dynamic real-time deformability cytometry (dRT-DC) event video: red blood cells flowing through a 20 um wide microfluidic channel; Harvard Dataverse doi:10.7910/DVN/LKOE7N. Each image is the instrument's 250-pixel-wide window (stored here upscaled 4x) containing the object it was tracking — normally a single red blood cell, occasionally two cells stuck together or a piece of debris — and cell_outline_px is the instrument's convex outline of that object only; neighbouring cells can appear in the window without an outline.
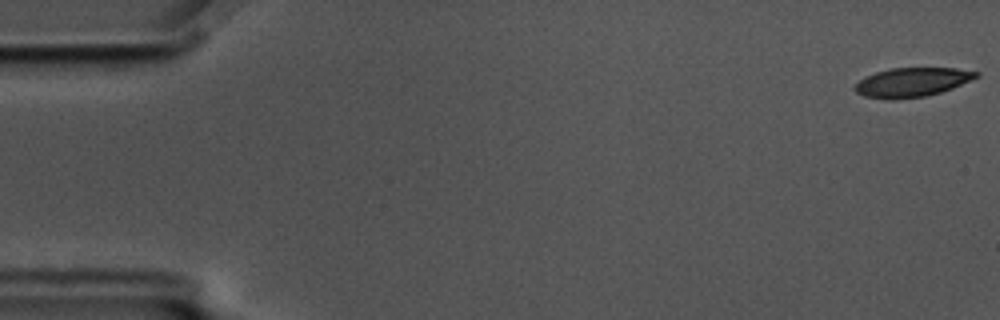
{"species": "common noctule bat (a hibernating species)", "species_latin": "Nyctalus noctula", "temperature_condition": "cold", "stored_images_in_passage": 58, "camera_frame_rate_fps": 3000, "um_per_image_px": 0.085, "animal": {"sex": "male", "body_mass_g": 17.5, "forearm_length_mm": 52.3}, "frame": {"image": 1, "passage_image": 1, "time_ms": 0.0, "image_size_px": [1000, 320], "cell_outline_px": [[980, 76], [952, 88], [940, 92], [924, 96], [896, 100], [888, 100], [864, 96], [856, 92], [852, 88], [864, 76], [888, 68], [956, 68], [980, 72]], "centroid_in_image_um": [77.49, 6.99], "position_along_channel_um": 7.5, "area_um2": 20.75}}
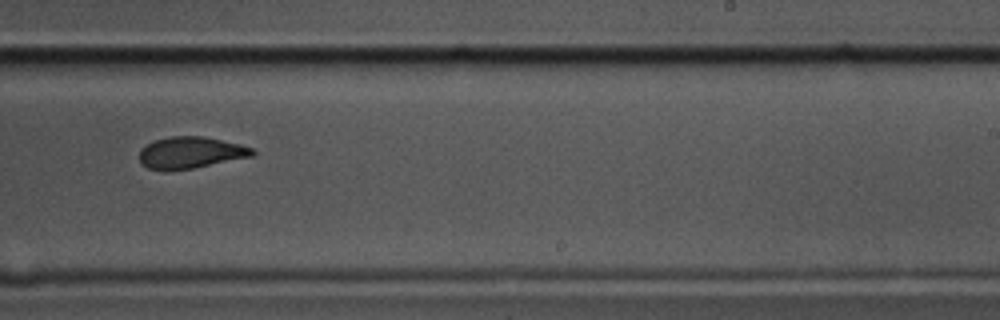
{"frame": {"image": 2, "passage_image": 36, "time_ms": 11.667, "image_size_px": [1000, 320], "cell_outline_px": [[256, 152], [252, 156], [192, 168], [148, 168], [140, 160], [140, 148], [156, 140], [172, 136], [204, 136], [240, 144], [252, 148]], "centroid_in_image_um": [16.25, 12.93], "position_along_channel_um": 272.8, "area_um2": 20.11}}
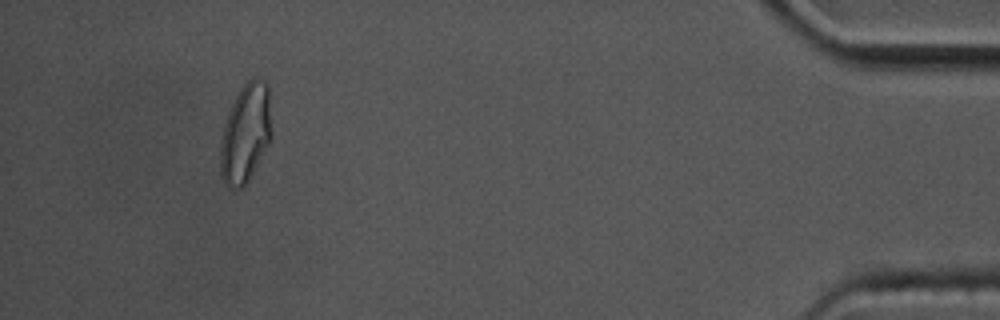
{"frame": {"image": 3, "passage_image": 54, "time_ms": 17.667, "image_size_px": [1000, 320], "cell_outline_px": [[272, 136], [268, 144], [248, 180], [240, 188], [228, 188], [220, 172], [220, 144], [228, 112], [240, 88], [252, 76], [256, 76], [264, 80], [268, 84], [272, 132]], "centroid_in_image_um": [20.88, 11.28], "position_along_channel_um": 414.3, "area_um2": 29.42}, "authors_computed_cell_mechanics": {"area_um2": 21.964, "velocity_mm_per_s": 3.4613, "shape_relaxation_time_tau1_ms": 5.4732, "shape_relaxation_time_tau2_ms": 3.2486, "deformation_change_tau1": 0.1371, "deformation_change_tau2": 0.0841}}